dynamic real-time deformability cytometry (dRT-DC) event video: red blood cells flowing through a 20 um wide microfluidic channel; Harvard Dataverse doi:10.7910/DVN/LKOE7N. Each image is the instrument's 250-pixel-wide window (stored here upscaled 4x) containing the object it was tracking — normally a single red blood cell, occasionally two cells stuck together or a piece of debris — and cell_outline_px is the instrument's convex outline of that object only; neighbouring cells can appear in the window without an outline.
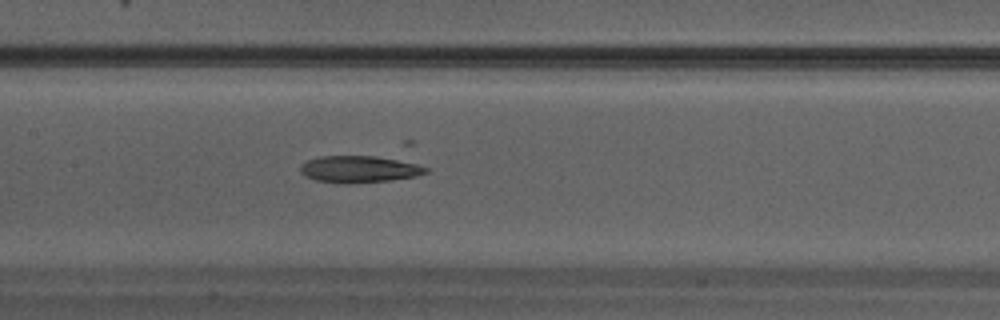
{"species": "Egyptian fruit bat (a non-hibernating species)", "species_latin": "Rousettus aegyptiacus", "temperature_condition": "warm", "stored_images_in_passage": 32, "camera_frame_rate_fps": 3000, "um_per_image_px": 0.085, "animal": {"sex": "male"}, "frame": {"image": 1, "passage_image": 14, "time_ms": 4.333, "image_size_px": [1000, 320], "cell_outline_px": [[428, 172], [416, 176], [388, 180], [344, 184], [316, 180], [304, 176], [300, 172], [300, 164], [308, 160], [320, 156], [376, 156], [408, 160], [428, 168]], "centroid_in_image_um": [30.54, 14.37], "position_along_channel_um": 176.9, "area_um2": 19.83}}